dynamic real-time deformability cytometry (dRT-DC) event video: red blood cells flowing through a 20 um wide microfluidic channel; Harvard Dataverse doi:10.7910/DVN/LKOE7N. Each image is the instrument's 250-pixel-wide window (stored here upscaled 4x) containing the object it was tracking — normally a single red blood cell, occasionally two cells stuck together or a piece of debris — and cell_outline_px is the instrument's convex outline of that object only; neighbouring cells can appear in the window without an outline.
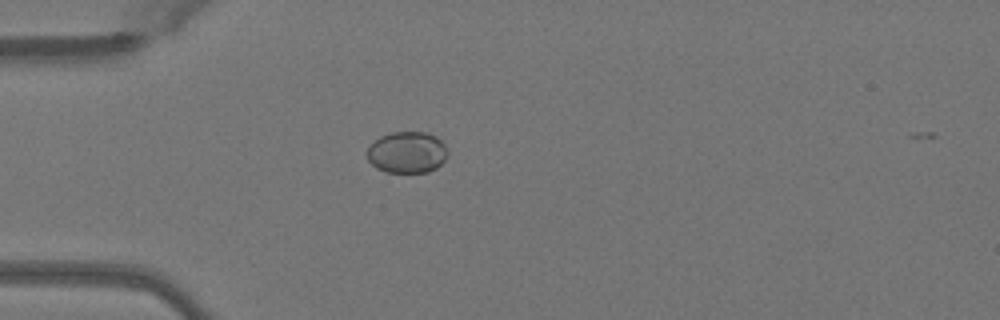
{"species": "Egyptian fruit bat (a non-hibernating species)", "species_latin": "Rousettus aegyptiacus", "temperature_condition": "warm", "stored_images_in_passage": 3, "camera_frame_rate_fps": 3000, "um_per_image_px": 0.085, "animal": {"sex": "female"}, "frame": {"image": 1, "passage_image": 2, "time_ms": 0.333, "image_size_px": [1000, 320], "cell_outline_px": [[448, 156], [436, 168], [428, 172], [384, 172], [376, 168], [368, 160], [368, 148], [380, 136], [392, 132], [428, 132], [436, 136], [444, 144], [448, 152]], "centroid_in_image_um": [34.62, 12.95], "position_along_channel_um": 50.4, "area_um2": 19.48}}